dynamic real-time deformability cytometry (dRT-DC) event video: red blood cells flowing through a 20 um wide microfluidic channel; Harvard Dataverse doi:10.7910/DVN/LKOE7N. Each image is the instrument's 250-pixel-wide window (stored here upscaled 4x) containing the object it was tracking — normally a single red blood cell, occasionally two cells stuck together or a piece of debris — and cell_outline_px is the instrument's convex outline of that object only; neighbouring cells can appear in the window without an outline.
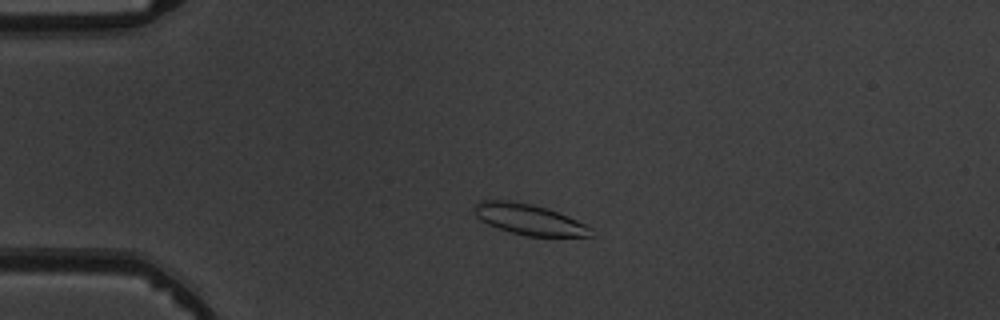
{"species": "common noctule bat (a hibernating species)", "species_latin": "Nyctalus noctula", "temperature_condition": "warm", "stored_images_in_passage": 4, "camera_frame_rate_fps": 3000, "um_per_image_px": 0.085, "animal": {"sex": "male", "body_mass_g": 19.5, "forearm_length_mm": 54.6}, "frame": {"image": 1, "passage_image": 3, "time_ms": 2.333, "image_size_px": [1000, 320], "cell_outline_px": [[596, 236], [528, 236], [512, 232], [488, 224], [480, 220], [476, 216], [472, 208], [480, 200], [504, 200], [532, 204], [548, 208], [568, 216], [592, 228]], "centroid_in_image_um": [44.98, 18.64], "position_along_channel_um": 40.0, "area_um2": 20.81}}